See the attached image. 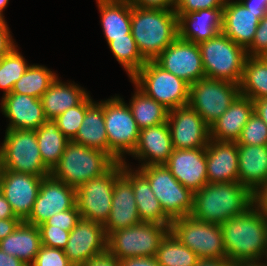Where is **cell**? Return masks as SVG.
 <instances>
[{"label":"cell","mask_w":267,"mask_h":266,"mask_svg":"<svg viewBox=\"0 0 267 266\" xmlns=\"http://www.w3.org/2000/svg\"><path fill=\"white\" fill-rule=\"evenodd\" d=\"M220 227L229 261L267 259V221L253 205Z\"/></svg>","instance_id":"obj_1"},{"label":"cell","mask_w":267,"mask_h":266,"mask_svg":"<svg viewBox=\"0 0 267 266\" xmlns=\"http://www.w3.org/2000/svg\"><path fill=\"white\" fill-rule=\"evenodd\" d=\"M252 205V192L239 181L207 183L194 193L190 215L197 220L220 225L243 214Z\"/></svg>","instance_id":"obj_2"},{"label":"cell","mask_w":267,"mask_h":266,"mask_svg":"<svg viewBox=\"0 0 267 266\" xmlns=\"http://www.w3.org/2000/svg\"><path fill=\"white\" fill-rule=\"evenodd\" d=\"M131 33L143 59L154 61L179 36L177 14L131 5Z\"/></svg>","instance_id":"obj_3"},{"label":"cell","mask_w":267,"mask_h":266,"mask_svg":"<svg viewBox=\"0 0 267 266\" xmlns=\"http://www.w3.org/2000/svg\"><path fill=\"white\" fill-rule=\"evenodd\" d=\"M115 164L107 153L69 141L50 174L77 189L90 179L101 177Z\"/></svg>","instance_id":"obj_4"},{"label":"cell","mask_w":267,"mask_h":266,"mask_svg":"<svg viewBox=\"0 0 267 266\" xmlns=\"http://www.w3.org/2000/svg\"><path fill=\"white\" fill-rule=\"evenodd\" d=\"M198 45L206 78L240 84L248 56L244 47L222 32Z\"/></svg>","instance_id":"obj_5"},{"label":"cell","mask_w":267,"mask_h":266,"mask_svg":"<svg viewBox=\"0 0 267 266\" xmlns=\"http://www.w3.org/2000/svg\"><path fill=\"white\" fill-rule=\"evenodd\" d=\"M130 82L168 110L189 103L190 85L164 70L155 61H146L130 78Z\"/></svg>","instance_id":"obj_6"},{"label":"cell","mask_w":267,"mask_h":266,"mask_svg":"<svg viewBox=\"0 0 267 266\" xmlns=\"http://www.w3.org/2000/svg\"><path fill=\"white\" fill-rule=\"evenodd\" d=\"M104 120L109 143V156L117 163L126 161L134 151L140 129L124 98L116 94L104 100Z\"/></svg>","instance_id":"obj_7"},{"label":"cell","mask_w":267,"mask_h":266,"mask_svg":"<svg viewBox=\"0 0 267 266\" xmlns=\"http://www.w3.org/2000/svg\"><path fill=\"white\" fill-rule=\"evenodd\" d=\"M170 226L141 222L114 231L107 238V252L117 260L155 256Z\"/></svg>","instance_id":"obj_8"},{"label":"cell","mask_w":267,"mask_h":266,"mask_svg":"<svg viewBox=\"0 0 267 266\" xmlns=\"http://www.w3.org/2000/svg\"><path fill=\"white\" fill-rule=\"evenodd\" d=\"M147 178L165 215L172 221L191 214L194 193L171 174L166 165L137 167Z\"/></svg>","instance_id":"obj_9"},{"label":"cell","mask_w":267,"mask_h":266,"mask_svg":"<svg viewBox=\"0 0 267 266\" xmlns=\"http://www.w3.org/2000/svg\"><path fill=\"white\" fill-rule=\"evenodd\" d=\"M170 231L201 260L227 258L219 224L200 221L188 215L172 220Z\"/></svg>","instance_id":"obj_10"},{"label":"cell","mask_w":267,"mask_h":266,"mask_svg":"<svg viewBox=\"0 0 267 266\" xmlns=\"http://www.w3.org/2000/svg\"><path fill=\"white\" fill-rule=\"evenodd\" d=\"M0 145L5 170L41 177L50 175L42 161L35 130H5Z\"/></svg>","instance_id":"obj_11"},{"label":"cell","mask_w":267,"mask_h":266,"mask_svg":"<svg viewBox=\"0 0 267 266\" xmlns=\"http://www.w3.org/2000/svg\"><path fill=\"white\" fill-rule=\"evenodd\" d=\"M122 173V162H117L101 177L90 179L76 189V206L80 217L105 225L112 208L116 178Z\"/></svg>","instance_id":"obj_12"},{"label":"cell","mask_w":267,"mask_h":266,"mask_svg":"<svg viewBox=\"0 0 267 266\" xmlns=\"http://www.w3.org/2000/svg\"><path fill=\"white\" fill-rule=\"evenodd\" d=\"M239 94V84L205 77L190 85L188 105L210 127Z\"/></svg>","instance_id":"obj_13"},{"label":"cell","mask_w":267,"mask_h":266,"mask_svg":"<svg viewBox=\"0 0 267 266\" xmlns=\"http://www.w3.org/2000/svg\"><path fill=\"white\" fill-rule=\"evenodd\" d=\"M154 61L189 85L205 78L199 45L179 36Z\"/></svg>","instance_id":"obj_14"},{"label":"cell","mask_w":267,"mask_h":266,"mask_svg":"<svg viewBox=\"0 0 267 266\" xmlns=\"http://www.w3.org/2000/svg\"><path fill=\"white\" fill-rule=\"evenodd\" d=\"M76 206V189L55 179L51 174L43 177L38 196L25 222L39 226L54 214Z\"/></svg>","instance_id":"obj_15"},{"label":"cell","mask_w":267,"mask_h":266,"mask_svg":"<svg viewBox=\"0 0 267 266\" xmlns=\"http://www.w3.org/2000/svg\"><path fill=\"white\" fill-rule=\"evenodd\" d=\"M167 123L174 149L207 147L210 127L189 105L169 110Z\"/></svg>","instance_id":"obj_16"},{"label":"cell","mask_w":267,"mask_h":266,"mask_svg":"<svg viewBox=\"0 0 267 266\" xmlns=\"http://www.w3.org/2000/svg\"><path fill=\"white\" fill-rule=\"evenodd\" d=\"M107 238L103 225L81 218L70 231L64 253L74 266H82L107 253Z\"/></svg>","instance_id":"obj_17"},{"label":"cell","mask_w":267,"mask_h":266,"mask_svg":"<svg viewBox=\"0 0 267 266\" xmlns=\"http://www.w3.org/2000/svg\"><path fill=\"white\" fill-rule=\"evenodd\" d=\"M42 180L41 176L5 170L0 190L21 221L29 217Z\"/></svg>","instance_id":"obj_18"},{"label":"cell","mask_w":267,"mask_h":266,"mask_svg":"<svg viewBox=\"0 0 267 266\" xmlns=\"http://www.w3.org/2000/svg\"><path fill=\"white\" fill-rule=\"evenodd\" d=\"M0 105L9 120L6 130H37L47 120L39 98L11 92L2 96Z\"/></svg>","instance_id":"obj_19"},{"label":"cell","mask_w":267,"mask_h":266,"mask_svg":"<svg viewBox=\"0 0 267 266\" xmlns=\"http://www.w3.org/2000/svg\"><path fill=\"white\" fill-rule=\"evenodd\" d=\"M165 165L178 182L193 193L208 183L206 147L174 149Z\"/></svg>","instance_id":"obj_20"},{"label":"cell","mask_w":267,"mask_h":266,"mask_svg":"<svg viewBox=\"0 0 267 266\" xmlns=\"http://www.w3.org/2000/svg\"><path fill=\"white\" fill-rule=\"evenodd\" d=\"M265 13L247 9L239 0H227L223 7L222 33L247 49Z\"/></svg>","instance_id":"obj_21"},{"label":"cell","mask_w":267,"mask_h":266,"mask_svg":"<svg viewBox=\"0 0 267 266\" xmlns=\"http://www.w3.org/2000/svg\"><path fill=\"white\" fill-rule=\"evenodd\" d=\"M173 150L169 125L165 122L140 129L137 145L130 155L139 161L138 167L165 165Z\"/></svg>","instance_id":"obj_22"},{"label":"cell","mask_w":267,"mask_h":266,"mask_svg":"<svg viewBox=\"0 0 267 266\" xmlns=\"http://www.w3.org/2000/svg\"><path fill=\"white\" fill-rule=\"evenodd\" d=\"M141 223L132 183L121 173L115 180L112 208L104 225L107 237L114 231Z\"/></svg>","instance_id":"obj_23"},{"label":"cell","mask_w":267,"mask_h":266,"mask_svg":"<svg viewBox=\"0 0 267 266\" xmlns=\"http://www.w3.org/2000/svg\"><path fill=\"white\" fill-rule=\"evenodd\" d=\"M208 183L238 182L237 142L209 140L206 147Z\"/></svg>","instance_id":"obj_24"},{"label":"cell","mask_w":267,"mask_h":266,"mask_svg":"<svg viewBox=\"0 0 267 266\" xmlns=\"http://www.w3.org/2000/svg\"><path fill=\"white\" fill-rule=\"evenodd\" d=\"M122 174L132 183L141 222L171 225L147 178L127 161L122 162Z\"/></svg>","instance_id":"obj_25"},{"label":"cell","mask_w":267,"mask_h":266,"mask_svg":"<svg viewBox=\"0 0 267 266\" xmlns=\"http://www.w3.org/2000/svg\"><path fill=\"white\" fill-rule=\"evenodd\" d=\"M179 37L199 44L222 31L223 8L202 9L188 14H177Z\"/></svg>","instance_id":"obj_26"},{"label":"cell","mask_w":267,"mask_h":266,"mask_svg":"<svg viewBox=\"0 0 267 266\" xmlns=\"http://www.w3.org/2000/svg\"><path fill=\"white\" fill-rule=\"evenodd\" d=\"M253 113L254 102L239 94L230 107L210 126V139L237 142Z\"/></svg>","instance_id":"obj_27"},{"label":"cell","mask_w":267,"mask_h":266,"mask_svg":"<svg viewBox=\"0 0 267 266\" xmlns=\"http://www.w3.org/2000/svg\"><path fill=\"white\" fill-rule=\"evenodd\" d=\"M57 78L40 98L47 119H55L71 107L79 105L90 93L75 82Z\"/></svg>","instance_id":"obj_28"},{"label":"cell","mask_w":267,"mask_h":266,"mask_svg":"<svg viewBox=\"0 0 267 266\" xmlns=\"http://www.w3.org/2000/svg\"><path fill=\"white\" fill-rule=\"evenodd\" d=\"M238 175L251 192L267 181V145H238Z\"/></svg>","instance_id":"obj_29"},{"label":"cell","mask_w":267,"mask_h":266,"mask_svg":"<svg viewBox=\"0 0 267 266\" xmlns=\"http://www.w3.org/2000/svg\"><path fill=\"white\" fill-rule=\"evenodd\" d=\"M41 246L39 227L25 221H21L10 235L0 240L1 250L28 266L34 262Z\"/></svg>","instance_id":"obj_30"},{"label":"cell","mask_w":267,"mask_h":266,"mask_svg":"<svg viewBox=\"0 0 267 266\" xmlns=\"http://www.w3.org/2000/svg\"><path fill=\"white\" fill-rule=\"evenodd\" d=\"M107 44L113 38H127L131 33V5L128 0H96Z\"/></svg>","instance_id":"obj_31"},{"label":"cell","mask_w":267,"mask_h":266,"mask_svg":"<svg viewBox=\"0 0 267 266\" xmlns=\"http://www.w3.org/2000/svg\"><path fill=\"white\" fill-rule=\"evenodd\" d=\"M72 141L109 155V143L104 120V100L94 101L87 108L84 120Z\"/></svg>","instance_id":"obj_32"},{"label":"cell","mask_w":267,"mask_h":266,"mask_svg":"<svg viewBox=\"0 0 267 266\" xmlns=\"http://www.w3.org/2000/svg\"><path fill=\"white\" fill-rule=\"evenodd\" d=\"M35 132L42 161L52 171L70 140L64 136L52 119H47Z\"/></svg>","instance_id":"obj_33"},{"label":"cell","mask_w":267,"mask_h":266,"mask_svg":"<svg viewBox=\"0 0 267 266\" xmlns=\"http://www.w3.org/2000/svg\"><path fill=\"white\" fill-rule=\"evenodd\" d=\"M134 94L128 103L139 129L167 122L169 110L156 100L147 96L134 83Z\"/></svg>","instance_id":"obj_34"},{"label":"cell","mask_w":267,"mask_h":266,"mask_svg":"<svg viewBox=\"0 0 267 266\" xmlns=\"http://www.w3.org/2000/svg\"><path fill=\"white\" fill-rule=\"evenodd\" d=\"M239 89L252 101L267 98V61L262 56H247Z\"/></svg>","instance_id":"obj_35"},{"label":"cell","mask_w":267,"mask_h":266,"mask_svg":"<svg viewBox=\"0 0 267 266\" xmlns=\"http://www.w3.org/2000/svg\"><path fill=\"white\" fill-rule=\"evenodd\" d=\"M57 76L59 75L44 65L31 64L14 84L11 92L40 99Z\"/></svg>","instance_id":"obj_36"},{"label":"cell","mask_w":267,"mask_h":266,"mask_svg":"<svg viewBox=\"0 0 267 266\" xmlns=\"http://www.w3.org/2000/svg\"><path fill=\"white\" fill-rule=\"evenodd\" d=\"M160 266H196L201 260L170 231L162 240L156 255Z\"/></svg>","instance_id":"obj_37"},{"label":"cell","mask_w":267,"mask_h":266,"mask_svg":"<svg viewBox=\"0 0 267 266\" xmlns=\"http://www.w3.org/2000/svg\"><path fill=\"white\" fill-rule=\"evenodd\" d=\"M108 46L114 58L126 71L129 79L146 63L132 34H127V38H113Z\"/></svg>","instance_id":"obj_38"},{"label":"cell","mask_w":267,"mask_h":266,"mask_svg":"<svg viewBox=\"0 0 267 266\" xmlns=\"http://www.w3.org/2000/svg\"><path fill=\"white\" fill-rule=\"evenodd\" d=\"M16 45L9 53L0 58V89L3 95L11 93L14 84L22 77L31 64L17 49Z\"/></svg>","instance_id":"obj_39"},{"label":"cell","mask_w":267,"mask_h":266,"mask_svg":"<svg viewBox=\"0 0 267 266\" xmlns=\"http://www.w3.org/2000/svg\"><path fill=\"white\" fill-rule=\"evenodd\" d=\"M93 102L91 95H88L79 105L71 107L53 119L57 123L58 129L68 140L72 141L76 137L86 110Z\"/></svg>","instance_id":"obj_40"},{"label":"cell","mask_w":267,"mask_h":266,"mask_svg":"<svg viewBox=\"0 0 267 266\" xmlns=\"http://www.w3.org/2000/svg\"><path fill=\"white\" fill-rule=\"evenodd\" d=\"M238 145H267V124L253 113L242 129Z\"/></svg>","instance_id":"obj_41"},{"label":"cell","mask_w":267,"mask_h":266,"mask_svg":"<svg viewBox=\"0 0 267 266\" xmlns=\"http://www.w3.org/2000/svg\"><path fill=\"white\" fill-rule=\"evenodd\" d=\"M30 266H74L63 249L41 246Z\"/></svg>","instance_id":"obj_42"},{"label":"cell","mask_w":267,"mask_h":266,"mask_svg":"<svg viewBox=\"0 0 267 266\" xmlns=\"http://www.w3.org/2000/svg\"><path fill=\"white\" fill-rule=\"evenodd\" d=\"M42 246L63 249L66 247L70 231L54 226H38Z\"/></svg>","instance_id":"obj_43"},{"label":"cell","mask_w":267,"mask_h":266,"mask_svg":"<svg viewBox=\"0 0 267 266\" xmlns=\"http://www.w3.org/2000/svg\"><path fill=\"white\" fill-rule=\"evenodd\" d=\"M227 0H174L176 14H188L202 9L223 8Z\"/></svg>","instance_id":"obj_44"},{"label":"cell","mask_w":267,"mask_h":266,"mask_svg":"<svg viewBox=\"0 0 267 266\" xmlns=\"http://www.w3.org/2000/svg\"><path fill=\"white\" fill-rule=\"evenodd\" d=\"M80 219L79 210L77 209V206H75L64 212L54 214L39 226H54L66 231H71Z\"/></svg>","instance_id":"obj_45"},{"label":"cell","mask_w":267,"mask_h":266,"mask_svg":"<svg viewBox=\"0 0 267 266\" xmlns=\"http://www.w3.org/2000/svg\"><path fill=\"white\" fill-rule=\"evenodd\" d=\"M246 52L248 56H263L267 53V13L260 20L252 44Z\"/></svg>","instance_id":"obj_46"},{"label":"cell","mask_w":267,"mask_h":266,"mask_svg":"<svg viewBox=\"0 0 267 266\" xmlns=\"http://www.w3.org/2000/svg\"><path fill=\"white\" fill-rule=\"evenodd\" d=\"M252 204L267 221V181L252 192Z\"/></svg>","instance_id":"obj_47"},{"label":"cell","mask_w":267,"mask_h":266,"mask_svg":"<svg viewBox=\"0 0 267 266\" xmlns=\"http://www.w3.org/2000/svg\"><path fill=\"white\" fill-rule=\"evenodd\" d=\"M8 26L4 18L0 22V58L9 53L16 46V42Z\"/></svg>","instance_id":"obj_48"},{"label":"cell","mask_w":267,"mask_h":266,"mask_svg":"<svg viewBox=\"0 0 267 266\" xmlns=\"http://www.w3.org/2000/svg\"><path fill=\"white\" fill-rule=\"evenodd\" d=\"M130 5L138 8L174 10V0H128Z\"/></svg>","instance_id":"obj_49"},{"label":"cell","mask_w":267,"mask_h":266,"mask_svg":"<svg viewBox=\"0 0 267 266\" xmlns=\"http://www.w3.org/2000/svg\"><path fill=\"white\" fill-rule=\"evenodd\" d=\"M120 266H160L155 256L151 257H131L119 260Z\"/></svg>","instance_id":"obj_50"},{"label":"cell","mask_w":267,"mask_h":266,"mask_svg":"<svg viewBox=\"0 0 267 266\" xmlns=\"http://www.w3.org/2000/svg\"><path fill=\"white\" fill-rule=\"evenodd\" d=\"M82 266H120V262L107 252L101 256L92 258Z\"/></svg>","instance_id":"obj_51"},{"label":"cell","mask_w":267,"mask_h":266,"mask_svg":"<svg viewBox=\"0 0 267 266\" xmlns=\"http://www.w3.org/2000/svg\"><path fill=\"white\" fill-rule=\"evenodd\" d=\"M20 222L19 218L0 219V240L10 235Z\"/></svg>","instance_id":"obj_52"},{"label":"cell","mask_w":267,"mask_h":266,"mask_svg":"<svg viewBox=\"0 0 267 266\" xmlns=\"http://www.w3.org/2000/svg\"><path fill=\"white\" fill-rule=\"evenodd\" d=\"M18 218L0 190V219Z\"/></svg>","instance_id":"obj_53"},{"label":"cell","mask_w":267,"mask_h":266,"mask_svg":"<svg viewBox=\"0 0 267 266\" xmlns=\"http://www.w3.org/2000/svg\"><path fill=\"white\" fill-rule=\"evenodd\" d=\"M247 9L267 13V0H239Z\"/></svg>","instance_id":"obj_54"},{"label":"cell","mask_w":267,"mask_h":266,"mask_svg":"<svg viewBox=\"0 0 267 266\" xmlns=\"http://www.w3.org/2000/svg\"><path fill=\"white\" fill-rule=\"evenodd\" d=\"M0 266H28L22 260L6 254L0 249Z\"/></svg>","instance_id":"obj_55"},{"label":"cell","mask_w":267,"mask_h":266,"mask_svg":"<svg viewBox=\"0 0 267 266\" xmlns=\"http://www.w3.org/2000/svg\"><path fill=\"white\" fill-rule=\"evenodd\" d=\"M254 112L267 124V98L253 100Z\"/></svg>","instance_id":"obj_56"},{"label":"cell","mask_w":267,"mask_h":266,"mask_svg":"<svg viewBox=\"0 0 267 266\" xmlns=\"http://www.w3.org/2000/svg\"><path fill=\"white\" fill-rule=\"evenodd\" d=\"M196 266H233V262L225 259H202Z\"/></svg>","instance_id":"obj_57"},{"label":"cell","mask_w":267,"mask_h":266,"mask_svg":"<svg viewBox=\"0 0 267 266\" xmlns=\"http://www.w3.org/2000/svg\"><path fill=\"white\" fill-rule=\"evenodd\" d=\"M233 266H267V259L233 262Z\"/></svg>","instance_id":"obj_58"},{"label":"cell","mask_w":267,"mask_h":266,"mask_svg":"<svg viewBox=\"0 0 267 266\" xmlns=\"http://www.w3.org/2000/svg\"><path fill=\"white\" fill-rule=\"evenodd\" d=\"M4 172H5V164L3 161V155H2L1 150H0V186H1V183L3 180Z\"/></svg>","instance_id":"obj_59"},{"label":"cell","mask_w":267,"mask_h":266,"mask_svg":"<svg viewBox=\"0 0 267 266\" xmlns=\"http://www.w3.org/2000/svg\"><path fill=\"white\" fill-rule=\"evenodd\" d=\"M9 4V0H0V16L4 18L3 11Z\"/></svg>","instance_id":"obj_60"},{"label":"cell","mask_w":267,"mask_h":266,"mask_svg":"<svg viewBox=\"0 0 267 266\" xmlns=\"http://www.w3.org/2000/svg\"><path fill=\"white\" fill-rule=\"evenodd\" d=\"M267 61V53L262 56Z\"/></svg>","instance_id":"obj_61"}]
</instances>
